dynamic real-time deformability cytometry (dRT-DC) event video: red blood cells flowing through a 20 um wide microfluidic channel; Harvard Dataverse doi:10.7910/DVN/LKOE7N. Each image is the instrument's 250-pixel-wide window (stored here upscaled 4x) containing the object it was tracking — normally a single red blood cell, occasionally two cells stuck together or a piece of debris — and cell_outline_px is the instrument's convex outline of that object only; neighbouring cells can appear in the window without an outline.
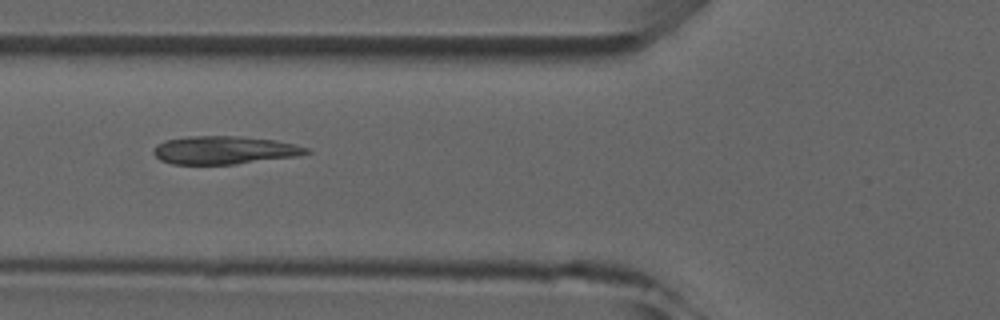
{"species": "common noctule bat (a hibernating species)", "species_latin": "Nyctalus noctula", "temperature_condition": "room temperature", "stored_images_in_passage": 5, "camera_frame_rate_fps": 3000, "um_per_image_px": 0.085, "animal": {"sex": "male", "forearm_length_mm": 52.5}, "frame": {"image": 1, "passage_image": 5, "time_ms": 4.667, "image_size_px": [1000, 320], "cell_outline_px": [[312, 152], [296, 156], [236, 164], [172, 164], [160, 160], [152, 152], [152, 148], [156, 144], [164, 140], [188, 136], [236, 136], [276, 140], [308, 148]], "centroid_in_image_um": [19.01, 12.76], "position_along_channel_um": 106.8, "area_um2": 25.03}}